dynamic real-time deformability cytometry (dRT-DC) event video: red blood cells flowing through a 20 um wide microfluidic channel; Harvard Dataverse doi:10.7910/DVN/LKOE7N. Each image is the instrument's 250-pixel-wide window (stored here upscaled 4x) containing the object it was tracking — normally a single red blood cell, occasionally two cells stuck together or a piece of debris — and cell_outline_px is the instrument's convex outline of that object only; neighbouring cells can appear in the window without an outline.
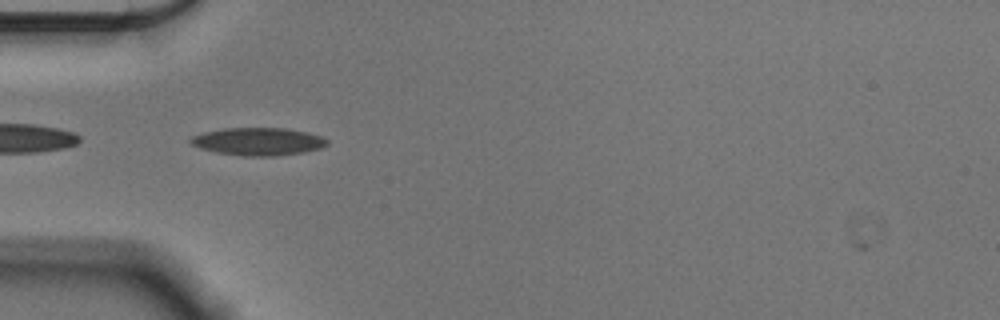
{"species": "Egyptian fruit bat (a non-hibernating species)", "species_latin": "Rousettus aegyptiacus", "temperature_condition": "cold", "stored_images_in_passage": 40, "camera_frame_rate_fps": 3000, "um_per_image_px": 0.085, "animal": {"sex": "male"}, "frame": {"image": 1, "passage_image": 1, "time_ms": 0.0, "image_size_px": [1000, 320], "cell_outline_px": [[328, 144], [320, 148], [304, 152], [272, 156], [244, 156], [216, 152], [200, 148], [192, 144], [188, 140], [192, 136], [204, 132], [224, 128], [284, 128], [308, 132], [324, 136], [328, 140]], "centroid_in_image_um": [21.97, 12.02], "position_along_channel_um": 63.0, "area_um2": 22.08}}
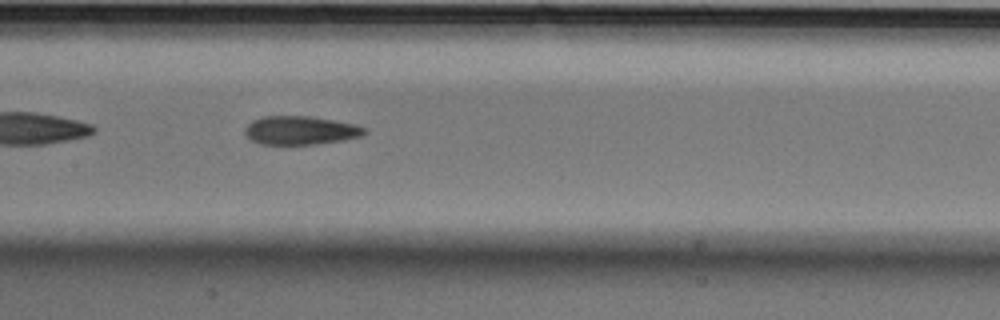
{"frame": {"image": 2, "passage_image": 11, "time_ms": 3.333, "image_size_px": [1000, 320], "cell_outline_px": [[368, 132], [364, 136], [344, 140], [316, 144], [260, 144], [252, 140], [244, 132], [244, 128], [252, 120], [264, 116], [308, 116], [356, 124], [368, 128]], "centroid_in_image_um": [25.59, 11.08], "position_along_channel_um": 181.8, "area_um2": 20.06}}
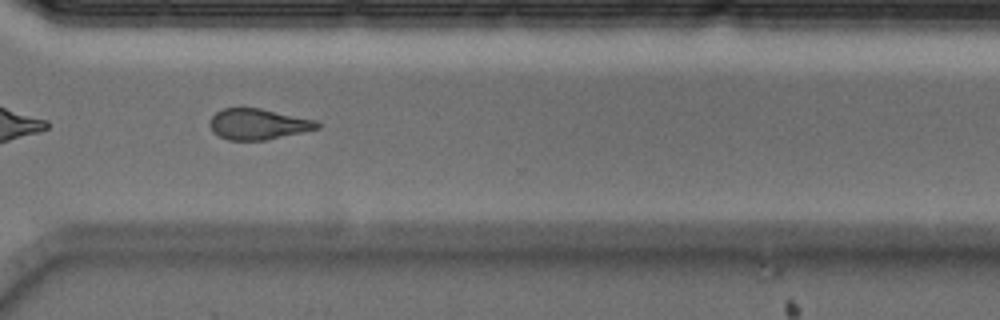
{"frame": {"image": 3, "passage_image": 25, "time_ms": 8.0, "image_size_px": [1000, 320], "cell_outline_px": [[320, 128], [304, 132], [268, 140], [228, 140], [212, 132], [208, 124], [208, 120], [216, 112], [224, 108], [260, 108], [316, 120], [320, 124]], "centroid_in_image_um": [21.92, 10.56], "position_along_channel_um": 348.7, "area_um2": 19.48}, "authors_computed_cell_mechanics": {"area_um2": 19.9988, "velocity_mm_per_s": 3.5807, "shape_relaxation_time_tau1_ms": 5.0967, "shape_relaxation_time_tau2_ms": 3.6404, "deformation_change_tau1": 0.1506, "deformation_change_tau2": 0.1282}}